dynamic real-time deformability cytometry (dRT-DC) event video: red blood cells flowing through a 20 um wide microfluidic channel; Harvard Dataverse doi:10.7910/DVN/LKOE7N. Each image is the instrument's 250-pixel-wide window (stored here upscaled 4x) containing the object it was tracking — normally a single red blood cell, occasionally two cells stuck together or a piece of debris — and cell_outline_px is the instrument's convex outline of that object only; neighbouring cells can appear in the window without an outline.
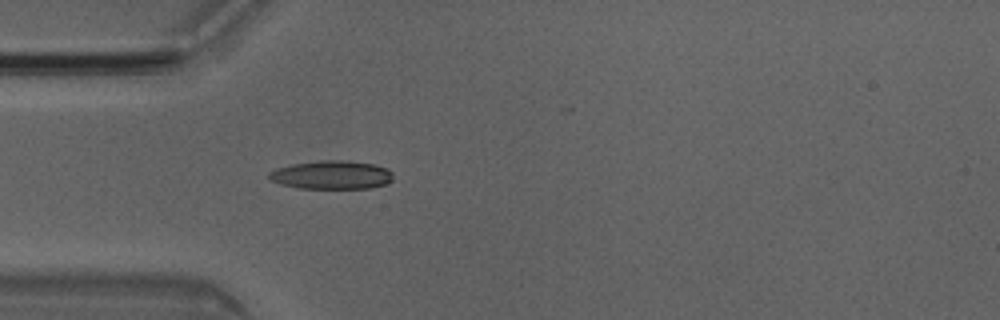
{"species": "Egyptian fruit bat (a non-hibernating species)", "species_latin": "Rousettus aegyptiacus", "temperature_condition": "room temperature", "stored_images_in_passage": 5, "camera_frame_rate_fps": 3000, "um_per_image_px": 0.085, "animal": {"sex": "male"}, "frame": {"image": 1, "passage_image": 5, "time_ms": 1.333, "image_size_px": [1000, 320], "cell_outline_px": [[392, 180], [384, 184], [372, 188], [300, 188], [280, 184], [268, 180], [268, 172], [276, 168], [292, 164], [320, 160], [340, 160], [376, 164], [388, 168], [392, 172]], "centroid_in_image_um": [28.17, 14.86], "position_along_channel_um": 56.8, "area_um2": 20.75}}